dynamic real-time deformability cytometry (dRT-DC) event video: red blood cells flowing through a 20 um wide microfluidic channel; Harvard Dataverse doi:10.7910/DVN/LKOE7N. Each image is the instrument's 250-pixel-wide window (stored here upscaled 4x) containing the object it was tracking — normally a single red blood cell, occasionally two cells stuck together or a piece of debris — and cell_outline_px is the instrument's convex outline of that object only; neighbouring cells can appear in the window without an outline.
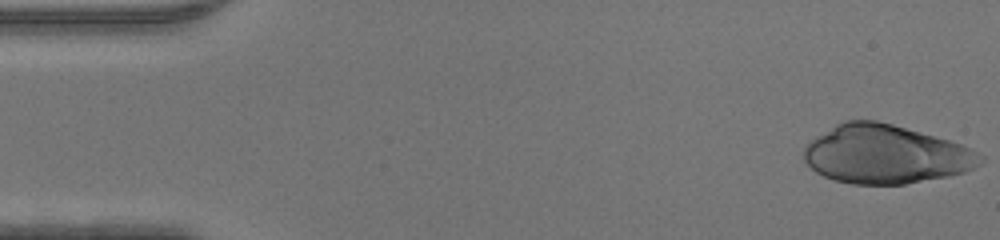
{"species": "human", "species_latin": "Homo sapiens", "temperature_condition": "warm", "stored_images_in_passage": 46, "camera_frame_rate_fps": 3000, "um_per_image_px": 0.085, "donor": {"sex": "male"}, "frame": {"image": 1, "passage_image": 1, "time_ms": 0.0, "image_size_px": [1000, 240], "cell_outline_px": [[984, 160], [980, 164], [964, 172], [948, 176], [904, 184], [852, 184], [836, 180], [824, 176], [816, 172], [804, 160], [804, 148], [816, 136], [836, 124], [844, 120], [876, 120], [892, 124], [948, 140], [960, 144], [984, 156]], "centroid_in_image_um": [75.26, 13.12], "position_along_channel_um": 9.7, "area_um2": 59.77}}